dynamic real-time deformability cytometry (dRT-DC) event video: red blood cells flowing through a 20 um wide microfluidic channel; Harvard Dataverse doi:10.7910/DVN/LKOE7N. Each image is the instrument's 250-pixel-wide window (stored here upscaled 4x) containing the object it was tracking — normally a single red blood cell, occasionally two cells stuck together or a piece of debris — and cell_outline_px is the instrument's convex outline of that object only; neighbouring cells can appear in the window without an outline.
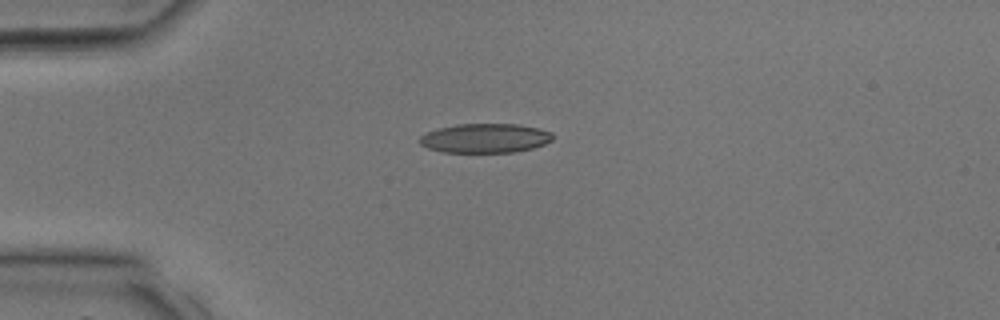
{"species": "common noctule bat (a hibernating species)", "species_latin": "Nyctalus noctula", "temperature_condition": "room temperature", "stored_images_in_passage": 3, "camera_frame_rate_fps": 3000, "um_per_image_px": 0.085, "animal": {"sex": "male", "body_mass_g": 17.9, "forearm_length_mm": 54.2}, "frame": {"image": 1, "passage_image": 3, "time_ms": 0.667, "image_size_px": [1000, 320], "cell_outline_px": [[556, 136], [552, 140], [544, 144], [532, 148], [512, 152], [444, 152], [428, 148], [420, 144], [420, 136], [428, 132], [440, 128], [456, 124], [516, 124], [540, 128], [552, 132]], "centroid_in_image_um": [41.28, 11.74], "position_along_channel_um": 43.7, "area_um2": 22.66}}